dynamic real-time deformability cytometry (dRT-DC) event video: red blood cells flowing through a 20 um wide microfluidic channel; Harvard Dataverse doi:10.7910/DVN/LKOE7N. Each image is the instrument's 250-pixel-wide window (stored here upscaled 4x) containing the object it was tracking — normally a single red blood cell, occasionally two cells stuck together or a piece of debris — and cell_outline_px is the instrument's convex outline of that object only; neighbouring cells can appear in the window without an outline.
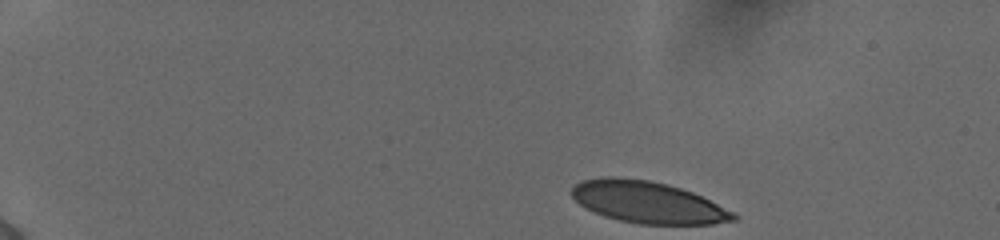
{"species": "human", "species_latin": "Homo sapiens", "temperature_condition": "cold", "stored_images_in_passage": 46, "camera_frame_rate_fps": 3000, "um_per_image_px": 0.085, "donor": {"sex": "female"}, "frame": {"image": 1, "passage_image": 1, "time_ms": 0.0, "image_size_px": [1000, 240], "cell_outline_px": [[740, 216], [736, 220], [712, 224], [640, 224], [620, 220], [604, 216], [584, 208], [572, 196], [572, 188], [576, 184], [584, 180], [604, 176], [616, 176], [648, 180], [668, 184], [692, 192], [736, 212]], "centroid_in_image_um": [55.09, 17.19], "position_along_channel_um": 29.9, "area_um2": 39.42}}
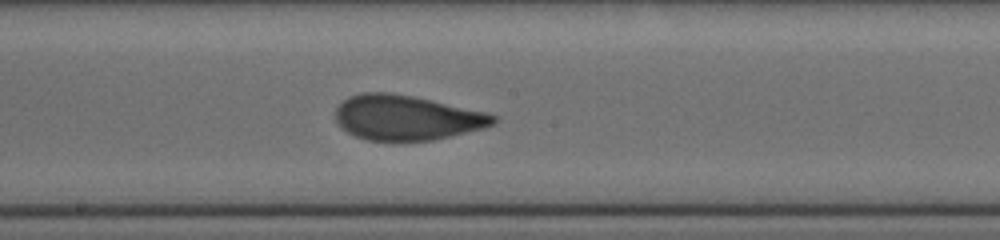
{"frame": {"image": 2, "passage_image": 24, "time_ms": 7.667, "image_size_px": [1000, 240], "cell_outline_px": [[496, 124], [484, 128], [432, 140], [368, 140], [356, 136], [348, 132], [336, 120], [336, 108], [348, 96], [364, 92], [388, 92], [412, 96], [488, 112], [496, 116]], "centroid_in_image_um": [34.58, 9.99], "position_along_channel_um": 213.6, "area_um2": 40.98}}
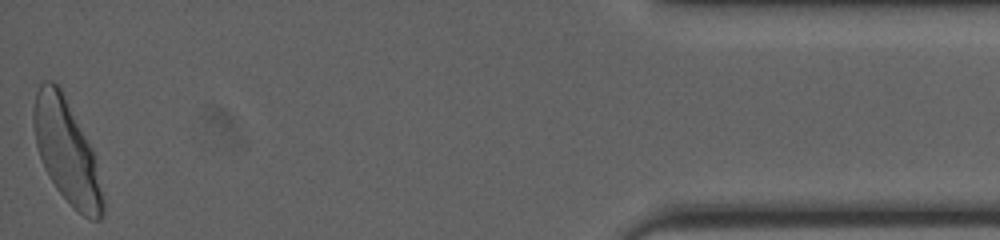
{"frame": {"image": 3, "passage_image": 46, "time_ms": 15.0, "image_size_px": [1000, 240], "cell_outline_px": [[104, 212], [100, 220], [92, 220], [84, 216], [72, 208], [56, 188], [48, 176], [44, 168], [36, 144], [32, 124], [32, 112], [36, 92], [40, 84], [44, 80], [52, 80], [60, 88], [92, 148], [104, 200]], "centroid_in_image_um": [5.64, 12.9], "position_along_channel_um": 429.6, "area_um2": 41.5}, "authors_computed_cell_mechanics": {"area_um2": 41.0669, "velocity_mm_per_s": 3.8562, "shape_relaxation_time_tau1_ms": 4.0296, "shape_relaxation_time_tau2_ms": null, "deformation_change_tau1": 0.1512, "deformation_change_tau2": null}}